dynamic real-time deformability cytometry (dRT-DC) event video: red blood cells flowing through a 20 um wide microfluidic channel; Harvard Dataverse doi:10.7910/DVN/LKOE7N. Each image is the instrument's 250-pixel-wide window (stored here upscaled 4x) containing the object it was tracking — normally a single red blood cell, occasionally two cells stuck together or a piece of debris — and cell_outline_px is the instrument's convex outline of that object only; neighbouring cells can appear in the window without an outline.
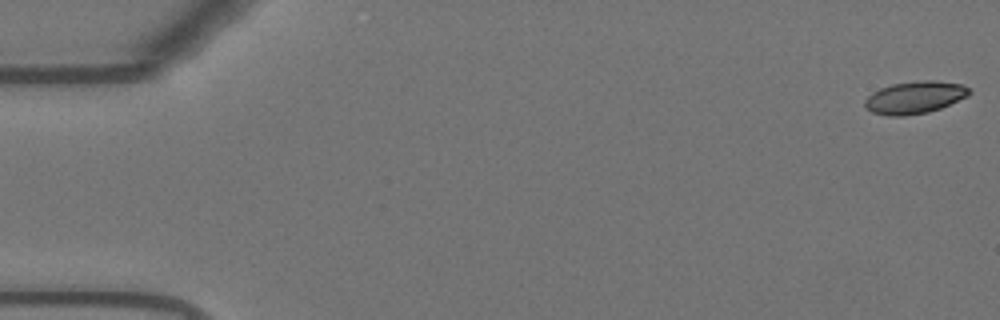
{"species": "Egyptian fruit bat (a non-hibernating species)", "species_latin": "Rousettus aegyptiacus", "temperature_condition": "warm", "stored_images_in_passage": 21, "camera_frame_rate_fps": 3000, "um_per_image_px": 0.085, "animal": {"sex": "female"}, "frame": {"image": 1, "passage_image": 1, "time_ms": 0.0, "image_size_px": [1000, 320], "cell_outline_px": [[972, 92], [968, 96], [940, 108], [928, 112], [904, 116], [888, 116], [872, 112], [864, 104], [864, 100], [872, 92], [880, 88], [892, 84], [916, 80], [936, 80], [964, 84]], "centroid_in_image_um": [77.77, 8.27], "position_along_channel_um": 7.2, "area_um2": 19.83}}
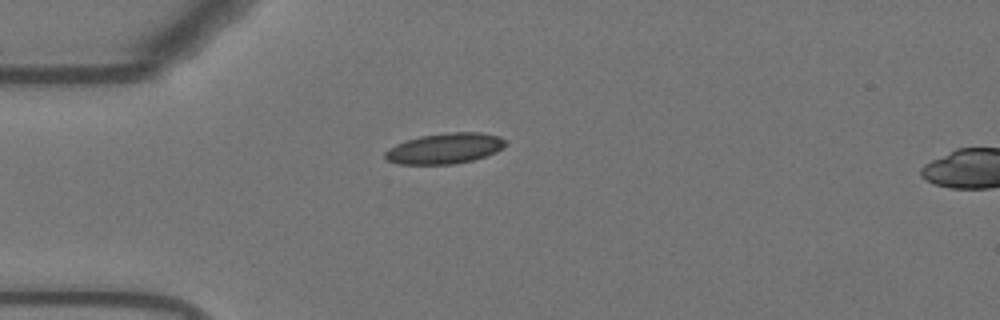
{"frame": {"image": 2, "passage_image": 15, "time_ms": 4.667, "image_size_px": [1000, 320], "cell_outline_px": [[504, 148], [496, 152], [472, 160], [452, 164], [400, 164], [384, 160], [384, 152], [388, 148], [396, 144], [420, 136], [448, 132], [480, 132], [500, 136], [504, 140]], "centroid_in_image_um": [37.78, 12.61], "position_along_channel_um": 47.2, "area_um2": 21.44}}
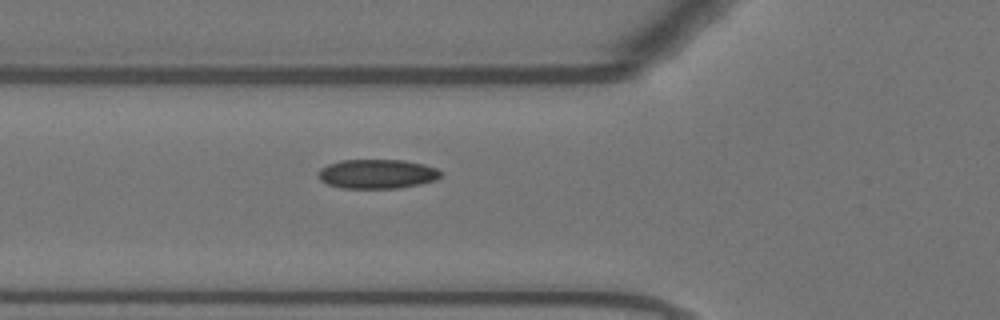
{"frame": {"image": 3, "passage_image": 20, "time_ms": 6.333, "image_size_px": [1000, 320], "cell_outline_px": [[440, 176], [436, 180], [420, 184], [400, 188], [340, 188], [328, 184], [320, 180], [316, 176], [316, 172], [320, 168], [328, 164], [340, 160], [404, 160], [424, 164], [436, 168], [440, 172]], "centroid_in_image_um": [32.01, 14.78], "position_along_channel_um": 93.8, "area_um2": 21.1}}